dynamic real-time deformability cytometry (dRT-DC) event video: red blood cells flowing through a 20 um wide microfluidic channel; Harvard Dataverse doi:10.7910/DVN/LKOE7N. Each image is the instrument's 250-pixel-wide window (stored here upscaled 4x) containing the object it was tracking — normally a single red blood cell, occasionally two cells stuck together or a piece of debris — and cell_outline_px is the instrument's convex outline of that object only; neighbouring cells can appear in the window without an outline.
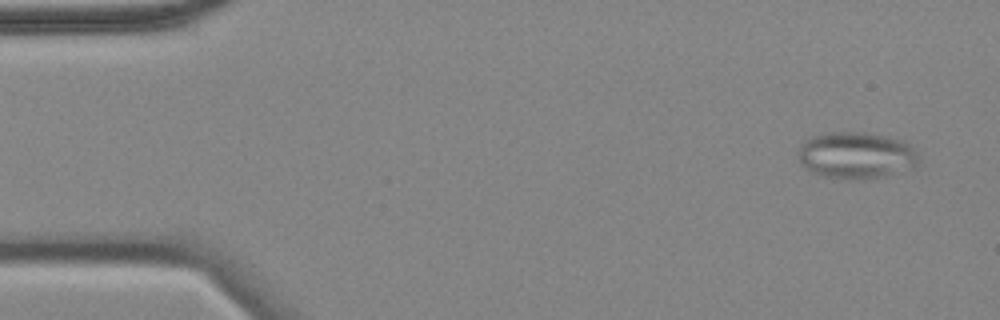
{"species": "common noctule bat (a hibernating species)", "species_latin": "Nyctalus noctula", "temperature_condition": "cold", "stored_images_in_passage": 56, "camera_frame_rate_fps": 3000, "um_per_image_px": 0.085, "animal": {"sex": "female", "body_mass_g": 18.4}, "frame": {"image": 1, "passage_image": 3, "time_ms": 0.667, "image_size_px": [1000, 320], "cell_outline_px": [[920, 168], [884, 176], [864, 180], [840, 180], [824, 176], [808, 168], [800, 160], [800, 144], [808, 136], [828, 132], [864, 132], [888, 136], [904, 140], [912, 144], [920, 156]], "centroid_in_image_um": [72.91, 13.21], "position_along_channel_um": 12.1, "area_um2": 33.76}}
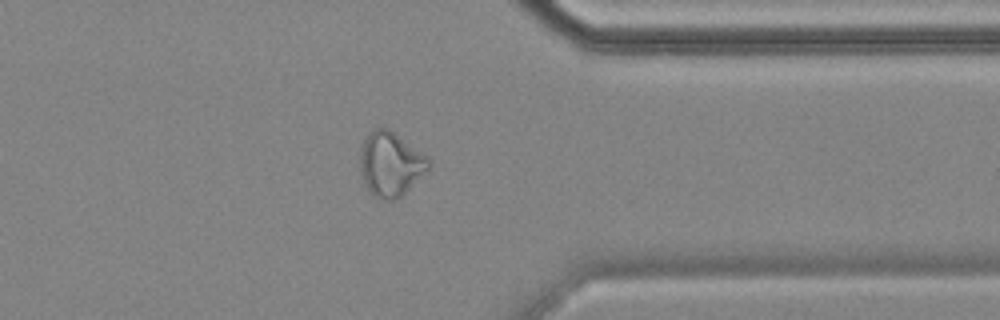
{"frame": {"image": 2, "passage_image": 44, "time_ms": 14.333, "image_size_px": [1000, 320], "cell_outline_px": [[432, 164], [400, 196], [392, 200], [384, 200], [372, 196], [360, 172], [360, 144], [368, 132], [376, 128], [388, 128], [428, 156], [432, 160]], "centroid_in_image_um": [33.17, 13.91], "position_along_channel_um": 378.2, "area_um2": 25.55}}
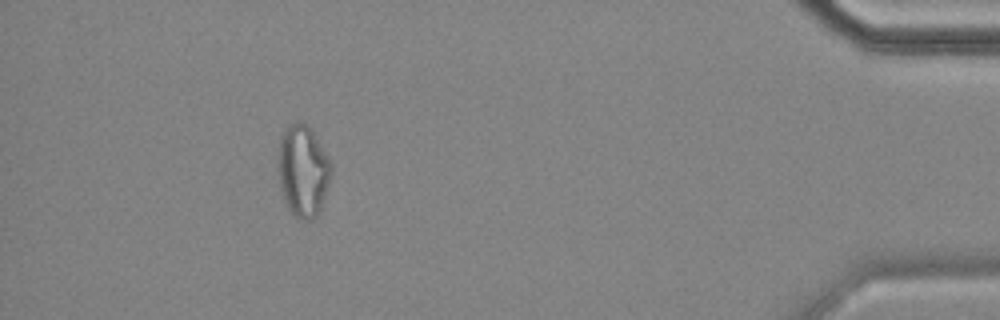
{"frame": {"image": 3, "passage_image": 51, "time_ms": 16.667, "image_size_px": [1000, 320], "cell_outline_px": [[332, 172], [320, 208], [316, 216], [312, 220], [308, 220], [296, 216], [288, 208], [284, 200], [280, 188], [276, 168], [276, 156], [280, 136], [284, 128], [288, 124], [304, 124], [312, 128], [328, 156], [332, 164]], "centroid_in_image_um": [25.71, 14.47], "position_along_channel_um": 409.5, "area_um2": 28.73}, "authors_computed_cell_mechanics": {"area_um2": 26.2412, "velocity_mm_per_s": 3.5271, "shape_relaxation_time_tau1_ms": null, "shape_relaxation_time_tau2_ms": 1.9091, "deformation_change_tau1": null, "deformation_change_tau2": 0.0908}}